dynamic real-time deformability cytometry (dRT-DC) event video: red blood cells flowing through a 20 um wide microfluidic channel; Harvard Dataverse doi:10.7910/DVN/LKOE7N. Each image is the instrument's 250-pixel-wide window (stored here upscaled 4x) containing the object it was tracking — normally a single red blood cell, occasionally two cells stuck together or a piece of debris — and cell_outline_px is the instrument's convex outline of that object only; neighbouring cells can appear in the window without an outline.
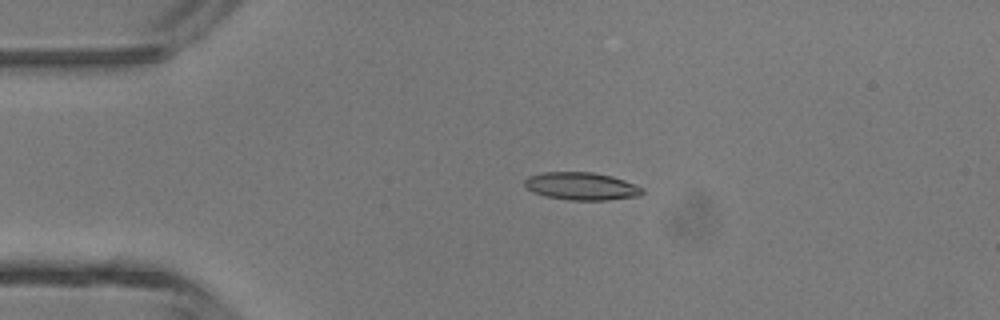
{"species": "common noctule bat (a hibernating species)", "species_latin": "Nyctalus noctula", "temperature_condition": "room temperature", "stored_images_in_passage": 4, "camera_frame_rate_fps": 3000, "um_per_image_px": 0.085, "animal": {"sex": "male", "body_mass_g": 13.3}, "frame": {"image": 1, "passage_image": 3, "time_ms": 0.667, "image_size_px": [1000, 320], "cell_outline_px": [[644, 192], [640, 196], [608, 200], [568, 200], [544, 196], [532, 192], [524, 184], [524, 180], [528, 176], [544, 172], [592, 172], [612, 176], [636, 184], [644, 188]], "centroid_in_image_um": [49.44, 15.83], "position_along_channel_um": 35.6, "area_um2": 19.19}}